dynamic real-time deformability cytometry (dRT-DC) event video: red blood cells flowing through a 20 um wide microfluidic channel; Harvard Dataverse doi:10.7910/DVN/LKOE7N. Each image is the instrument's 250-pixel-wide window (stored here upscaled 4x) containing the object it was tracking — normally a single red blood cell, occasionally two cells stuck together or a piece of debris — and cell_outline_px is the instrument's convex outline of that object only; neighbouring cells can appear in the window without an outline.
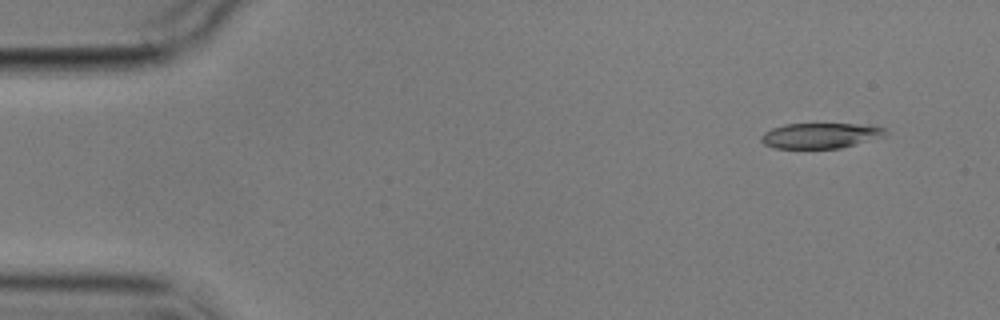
{"species": "common noctule bat (a hibernating species)", "species_latin": "Nyctalus noctula", "temperature_condition": "cold", "stored_images_in_passage": 4, "camera_frame_rate_fps": 3000, "um_per_image_px": 0.085, "animal": {"sex": "male", "body_mass_g": 17.9}, "frame": {"image": 1, "passage_image": 1, "time_ms": 0.0, "image_size_px": [1000, 320], "cell_outline_px": [[888, 132], [884, 136], [840, 148], [772, 148], [764, 144], [760, 140], [760, 136], [764, 132], [772, 128], [784, 124], [856, 124], [884, 128]], "centroid_in_image_um": [69.67, 11.53], "position_along_channel_um": 15.3, "area_um2": 18.21}}
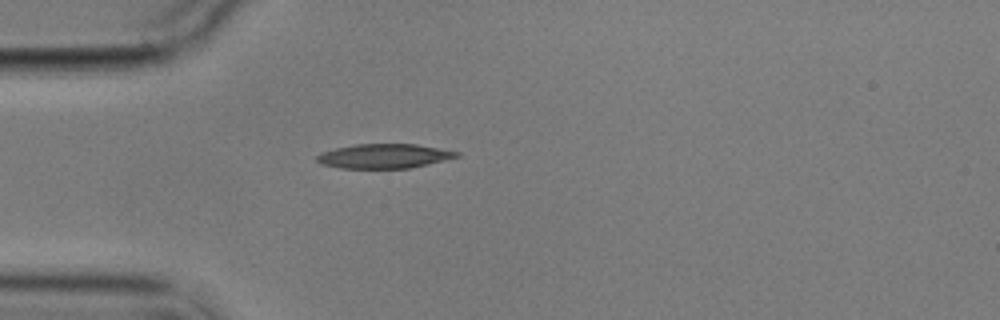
{"frame": {"image": 2, "passage_image": 4, "time_ms": 3.667, "image_size_px": [1000, 320], "cell_outline_px": [[460, 156], [412, 168], [340, 168], [320, 164], [316, 160], [316, 156], [320, 152], [336, 148], [356, 144], [416, 144], [460, 152]], "centroid_in_image_um": [32.62, 13.27], "position_along_channel_um": 52.4, "area_um2": 19.88}}